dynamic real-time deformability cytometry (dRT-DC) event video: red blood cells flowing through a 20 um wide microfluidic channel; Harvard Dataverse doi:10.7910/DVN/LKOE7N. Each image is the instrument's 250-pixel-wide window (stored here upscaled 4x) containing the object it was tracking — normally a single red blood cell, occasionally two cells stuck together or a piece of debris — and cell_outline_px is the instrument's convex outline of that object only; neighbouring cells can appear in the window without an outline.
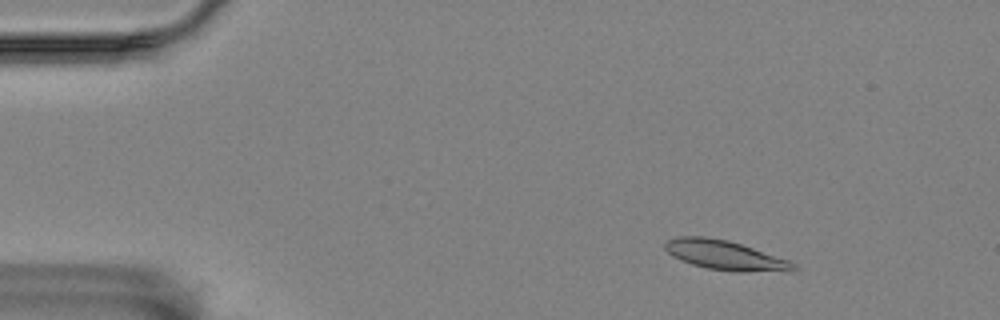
{"species": "Egyptian fruit bat (a non-hibernating species)", "species_latin": "Rousettus aegyptiacus", "temperature_condition": "room temperature", "stored_images_in_passage": 6, "camera_frame_rate_fps": 3000, "um_per_image_px": 0.085, "animal": {"sex": "female"}, "frame": {"image": 1, "passage_image": 2, "time_ms": 2.333, "image_size_px": [1000, 320], "cell_outline_px": [[800, 268], [796, 272], [736, 272], [708, 268], [692, 264], [680, 260], [672, 256], [664, 248], [664, 244], [668, 240], [676, 236], [704, 236], [728, 240], [788, 260], [796, 264]], "centroid_in_image_um": [61.68, 21.71], "position_along_channel_um": 23.3, "area_um2": 22.31}}
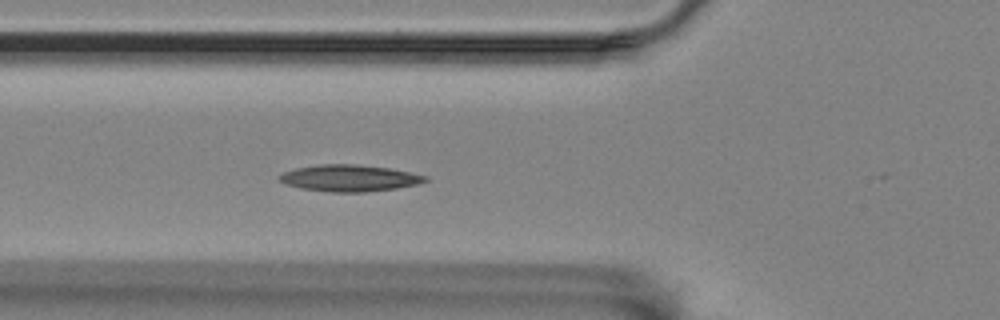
{"frame": {"image": 2, "passage_image": 6, "time_ms": 6.667, "image_size_px": [1000, 320], "cell_outline_px": [[428, 180], [420, 184], [396, 188], [364, 192], [328, 192], [300, 188], [284, 184], [276, 180], [276, 176], [284, 172], [296, 168], [316, 164], [356, 164], [388, 168], [428, 176]], "centroid_in_image_um": [29.64, 15.14], "position_along_channel_um": 96.2, "area_um2": 22.83}}